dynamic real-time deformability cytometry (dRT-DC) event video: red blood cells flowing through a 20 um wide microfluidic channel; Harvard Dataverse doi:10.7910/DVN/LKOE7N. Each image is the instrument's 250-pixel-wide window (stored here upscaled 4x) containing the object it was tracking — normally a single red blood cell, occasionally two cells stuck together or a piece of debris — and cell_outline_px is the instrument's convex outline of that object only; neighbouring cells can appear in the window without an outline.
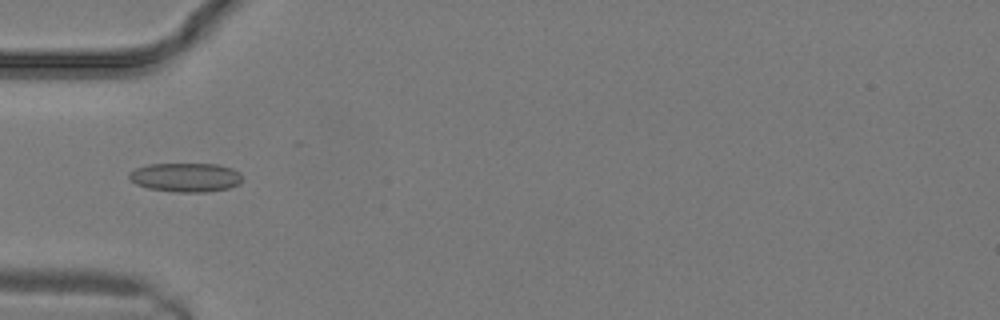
{"species": "common noctule bat (a hibernating species)", "species_latin": "Nyctalus noctula", "temperature_condition": "warm", "stored_images_in_passage": 10, "camera_frame_rate_fps": 3000, "um_per_image_px": 0.085, "animal": {"sex": "male", "body_mass_g": 19.2, "forearm_length_mm": 51.8}, "frame": {"image": 1, "passage_image": 9, "time_ms": 2.667, "image_size_px": [1000, 320], "cell_outline_px": [[244, 180], [240, 184], [228, 188], [208, 192], [176, 192], [148, 188], [136, 184], [128, 180], [128, 172], [136, 168], [148, 164], [220, 164], [232, 168], [240, 172]], "centroid_in_image_um": [15.8, 15.07], "position_along_channel_um": 69.2, "area_um2": 19.48}}